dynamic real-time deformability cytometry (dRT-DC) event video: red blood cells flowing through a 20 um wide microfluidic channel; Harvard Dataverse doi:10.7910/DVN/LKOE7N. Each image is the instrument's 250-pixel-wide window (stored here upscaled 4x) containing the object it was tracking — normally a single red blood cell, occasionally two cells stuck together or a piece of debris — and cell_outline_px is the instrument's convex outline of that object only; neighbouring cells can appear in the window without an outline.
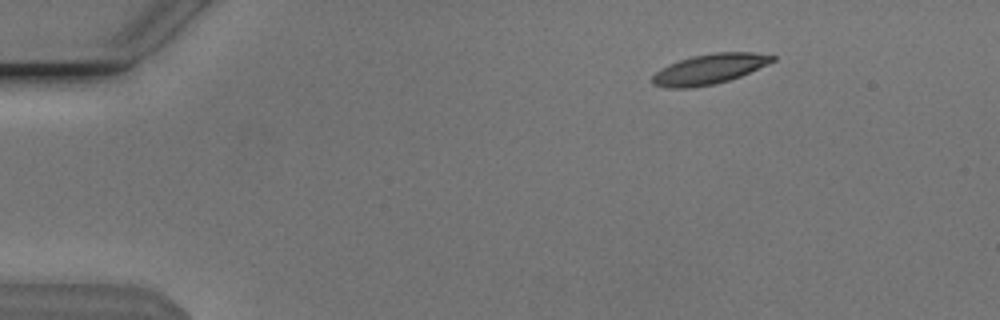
{"species": "Egyptian fruit bat (a non-hibernating species)", "species_latin": "Rousettus aegyptiacus", "temperature_condition": "cold", "stored_images_in_passage": 48, "camera_frame_rate_fps": 3000, "um_per_image_px": 0.085, "animal": {"sex": "male"}, "frame": {"image": 1, "passage_image": 2, "time_ms": 0.333, "image_size_px": [1000, 320], "cell_outline_px": [[776, 60], [768, 64], [740, 76], [728, 80], [712, 84], [688, 88], [668, 88], [652, 84], [652, 76], [660, 68], [668, 64], [692, 56], [716, 52], [752, 52], [776, 56]], "centroid_in_image_um": [60.28, 5.86], "position_along_channel_um": 24.7, "area_um2": 20.92}}
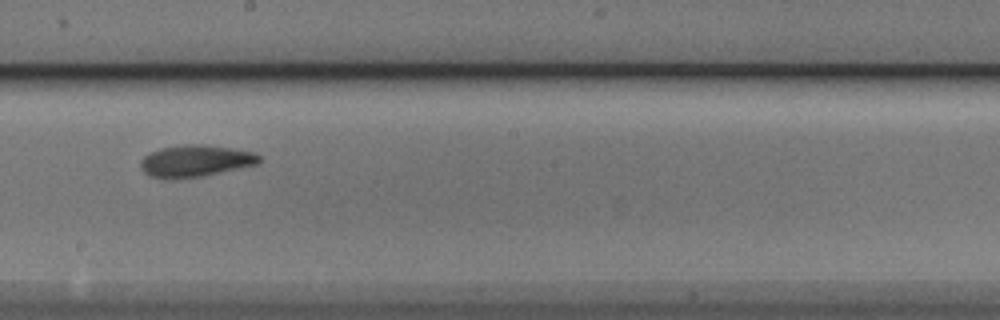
{"frame": {"image": 2, "passage_image": 25, "time_ms": 8.0, "image_size_px": [1000, 320], "cell_outline_px": [[264, 156], [260, 164], [204, 176], [148, 176], [140, 168], [140, 160], [148, 152], [160, 148], [184, 144], [204, 144], [252, 152]], "centroid_in_image_um": [16.67, 13.64], "position_along_channel_um": 231.5, "area_um2": 21.73}}
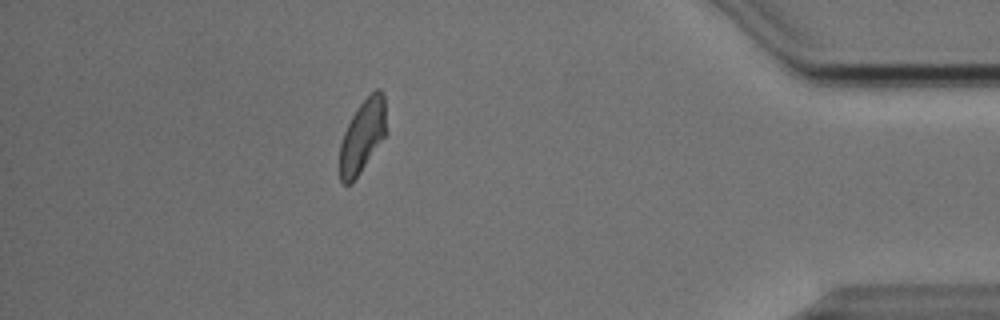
{"frame": {"image": 3, "passage_image": 42, "time_ms": 13.667, "image_size_px": [1000, 320], "cell_outline_px": [[388, 132], [352, 184], [344, 184], [340, 180], [340, 144], [344, 132], [352, 116], [360, 104], [376, 88], [380, 88], [384, 96]], "centroid_in_image_um": [30.84, 11.56], "position_along_channel_um": 404.4, "area_um2": 19.88}, "authors_computed_cell_mechanics": {"area_um2": 21.097, "velocity_mm_per_s": 3.8061, "shape_relaxation_time_tau1_ms": 3.0616, "shape_relaxation_time_tau2_ms": 2.9213, "deformation_change_tau1": 0.1487, "deformation_change_tau2": 0.0715}}